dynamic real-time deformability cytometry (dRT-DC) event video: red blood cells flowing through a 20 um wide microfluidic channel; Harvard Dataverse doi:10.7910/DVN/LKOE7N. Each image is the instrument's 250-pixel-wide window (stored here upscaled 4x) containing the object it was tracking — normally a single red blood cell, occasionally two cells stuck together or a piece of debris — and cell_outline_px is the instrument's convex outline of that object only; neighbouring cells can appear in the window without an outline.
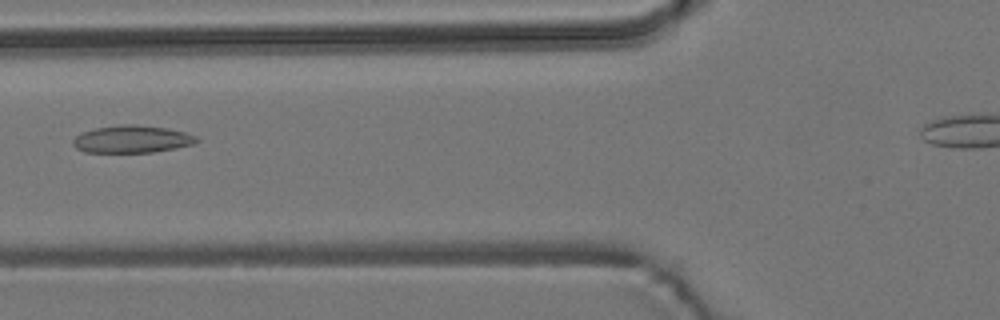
{"species": "common noctule bat (a hibernating species)", "species_latin": "Nyctalus noctula", "temperature_condition": "room temperature", "stored_images_in_passage": 6, "camera_frame_rate_fps": 3000, "um_per_image_px": 0.085, "animal": {"sex": "male", "body_mass_g": 19.2, "forearm_length_mm": 51.8}, "frame": {"image": 1, "passage_image": 5, "time_ms": 5.667, "image_size_px": [1000, 320], "cell_outline_px": [[200, 140], [192, 144], [176, 148], [152, 152], [84, 152], [76, 148], [72, 144], [72, 140], [76, 136], [84, 132], [96, 128], [120, 124], [136, 124], [168, 128], [184, 132], [196, 136]], "centroid_in_image_um": [11.22, 11.82], "position_along_channel_um": 114.6, "area_um2": 19.71}}
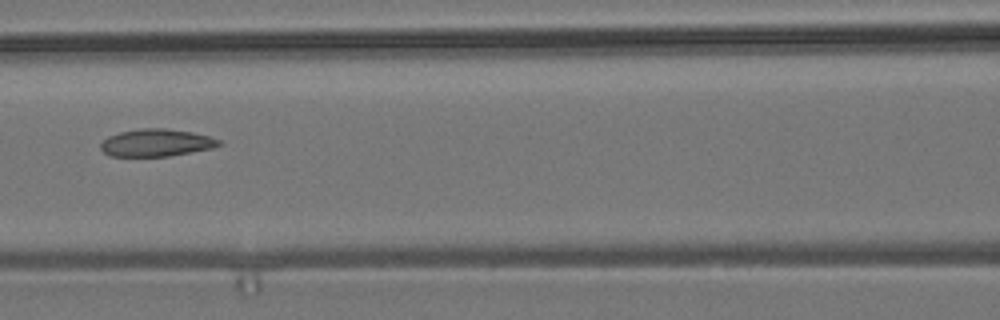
{"frame": {"image": 2, "passage_image": 6, "time_ms": 6.667, "image_size_px": [1000, 320], "cell_outline_px": [[220, 144], [212, 148], [168, 156], [108, 156], [100, 148], [100, 144], [108, 136], [120, 132], [140, 128], [164, 128], [192, 132], [208, 136], [220, 140]], "centroid_in_image_um": [13.24, 12.13], "position_along_channel_um": 153.4, "area_um2": 18.73}}